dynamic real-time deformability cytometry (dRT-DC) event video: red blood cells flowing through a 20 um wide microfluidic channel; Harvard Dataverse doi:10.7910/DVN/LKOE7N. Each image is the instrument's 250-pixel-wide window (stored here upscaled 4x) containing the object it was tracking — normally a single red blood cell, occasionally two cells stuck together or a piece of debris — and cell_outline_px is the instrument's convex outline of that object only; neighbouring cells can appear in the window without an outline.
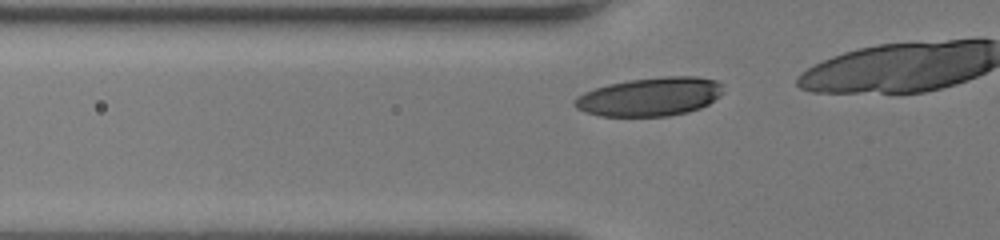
{"species": "human", "species_latin": "Homo sapiens", "temperature_condition": "room temperature", "stored_images_in_passage": 10, "camera_frame_rate_fps": 3000, "um_per_image_px": 0.085, "donor": {"sex": "female"}, "frame": {"image": 1, "passage_image": 4, "time_ms": 1.0, "image_size_px": [1000, 240], "cell_outline_px": [[724, 92], [720, 96], [708, 104], [700, 108], [688, 112], [668, 116], [600, 116], [584, 112], [576, 108], [572, 104], [572, 100], [576, 96], [584, 92], [608, 84], [628, 80], [664, 76], [696, 76], [716, 80], [720, 84]], "centroid_in_image_um": [55.22, 8.22], "position_along_channel_um": 70.6, "area_um2": 33.7}}
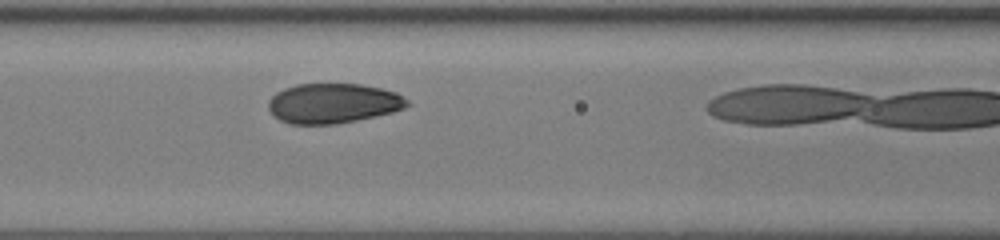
{"frame": {"image": 2, "passage_image": 9, "time_ms": 2.667, "image_size_px": [1000, 240], "cell_outline_px": [[412, 104], [404, 108], [392, 112], [376, 116], [336, 124], [288, 124], [280, 120], [268, 108], [268, 100], [276, 92], [284, 88], [296, 84], [360, 84], [380, 88], [396, 92], [408, 100]], "centroid_in_image_um": [28.32, 8.78], "position_along_channel_um": 138.3, "area_um2": 32.31}}